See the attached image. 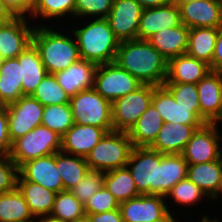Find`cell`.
Instances as JSON below:
<instances>
[{
  "label": "cell",
  "instance_id": "1",
  "mask_svg": "<svg viewBox=\"0 0 222 222\" xmlns=\"http://www.w3.org/2000/svg\"><path fill=\"white\" fill-rule=\"evenodd\" d=\"M126 167L140 195L165 196L187 178L188 164L181 154H162L148 147H133Z\"/></svg>",
  "mask_w": 222,
  "mask_h": 222
},
{
  "label": "cell",
  "instance_id": "2",
  "mask_svg": "<svg viewBox=\"0 0 222 222\" xmlns=\"http://www.w3.org/2000/svg\"><path fill=\"white\" fill-rule=\"evenodd\" d=\"M142 84L163 86L168 61L147 41H121L114 61Z\"/></svg>",
  "mask_w": 222,
  "mask_h": 222
},
{
  "label": "cell",
  "instance_id": "3",
  "mask_svg": "<svg viewBox=\"0 0 222 222\" xmlns=\"http://www.w3.org/2000/svg\"><path fill=\"white\" fill-rule=\"evenodd\" d=\"M81 59L96 65L113 63L120 41L115 36L107 18H97L81 29H74Z\"/></svg>",
  "mask_w": 222,
  "mask_h": 222
},
{
  "label": "cell",
  "instance_id": "4",
  "mask_svg": "<svg viewBox=\"0 0 222 222\" xmlns=\"http://www.w3.org/2000/svg\"><path fill=\"white\" fill-rule=\"evenodd\" d=\"M32 43L39 51L48 74H56L81 59L76 39L58 33L46 25L34 27Z\"/></svg>",
  "mask_w": 222,
  "mask_h": 222
},
{
  "label": "cell",
  "instance_id": "5",
  "mask_svg": "<svg viewBox=\"0 0 222 222\" xmlns=\"http://www.w3.org/2000/svg\"><path fill=\"white\" fill-rule=\"evenodd\" d=\"M132 149L128 133L113 130L105 133L85 160L89 169L107 172L126 167Z\"/></svg>",
  "mask_w": 222,
  "mask_h": 222
},
{
  "label": "cell",
  "instance_id": "6",
  "mask_svg": "<svg viewBox=\"0 0 222 222\" xmlns=\"http://www.w3.org/2000/svg\"><path fill=\"white\" fill-rule=\"evenodd\" d=\"M70 107L75 124L92 125L113 131L112 103L103 98L94 88L80 91L70 98Z\"/></svg>",
  "mask_w": 222,
  "mask_h": 222
},
{
  "label": "cell",
  "instance_id": "7",
  "mask_svg": "<svg viewBox=\"0 0 222 222\" xmlns=\"http://www.w3.org/2000/svg\"><path fill=\"white\" fill-rule=\"evenodd\" d=\"M61 151V136L38 125L12 143L9 157L20 168L24 163Z\"/></svg>",
  "mask_w": 222,
  "mask_h": 222
},
{
  "label": "cell",
  "instance_id": "8",
  "mask_svg": "<svg viewBox=\"0 0 222 222\" xmlns=\"http://www.w3.org/2000/svg\"><path fill=\"white\" fill-rule=\"evenodd\" d=\"M154 86L142 84L134 92L119 97L112 103V122L115 131L128 132L150 106Z\"/></svg>",
  "mask_w": 222,
  "mask_h": 222
},
{
  "label": "cell",
  "instance_id": "9",
  "mask_svg": "<svg viewBox=\"0 0 222 222\" xmlns=\"http://www.w3.org/2000/svg\"><path fill=\"white\" fill-rule=\"evenodd\" d=\"M142 83L115 62L97 65L94 89L113 103L119 97L134 92Z\"/></svg>",
  "mask_w": 222,
  "mask_h": 222
},
{
  "label": "cell",
  "instance_id": "10",
  "mask_svg": "<svg viewBox=\"0 0 222 222\" xmlns=\"http://www.w3.org/2000/svg\"><path fill=\"white\" fill-rule=\"evenodd\" d=\"M162 195H139L136 198L120 202L123 222H172V213Z\"/></svg>",
  "mask_w": 222,
  "mask_h": 222
},
{
  "label": "cell",
  "instance_id": "11",
  "mask_svg": "<svg viewBox=\"0 0 222 222\" xmlns=\"http://www.w3.org/2000/svg\"><path fill=\"white\" fill-rule=\"evenodd\" d=\"M5 107L9 137L12 143L41 125L44 106L31 95H23Z\"/></svg>",
  "mask_w": 222,
  "mask_h": 222
},
{
  "label": "cell",
  "instance_id": "12",
  "mask_svg": "<svg viewBox=\"0 0 222 222\" xmlns=\"http://www.w3.org/2000/svg\"><path fill=\"white\" fill-rule=\"evenodd\" d=\"M213 123L198 128L188 141L181 155L188 165L216 161L222 157L219 145L221 134Z\"/></svg>",
  "mask_w": 222,
  "mask_h": 222
},
{
  "label": "cell",
  "instance_id": "13",
  "mask_svg": "<svg viewBox=\"0 0 222 222\" xmlns=\"http://www.w3.org/2000/svg\"><path fill=\"white\" fill-rule=\"evenodd\" d=\"M151 104L161 115L164 123L186 125L206 124L200 116V107H183L164 86H154Z\"/></svg>",
  "mask_w": 222,
  "mask_h": 222
},
{
  "label": "cell",
  "instance_id": "14",
  "mask_svg": "<svg viewBox=\"0 0 222 222\" xmlns=\"http://www.w3.org/2000/svg\"><path fill=\"white\" fill-rule=\"evenodd\" d=\"M142 10L136 0H113L107 19L120 42L137 39Z\"/></svg>",
  "mask_w": 222,
  "mask_h": 222
},
{
  "label": "cell",
  "instance_id": "15",
  "mask_svg": "<svg viewBox=\"0 0 222 222\" xmlns=\"http://www.w3.org/2000/svg\"><path fill=\"white\" fill-rule=\"evenodd\" d=\"M26 16H17L0 25V58H16L31 43L34 27L27 25Z\"/></svg>",
  "mask_w": 222,
  "mask_h": 222
},
{
  "label": "cell",
  "instance_id": "16",
  "mask_svg": "<svg viewBox=\"0 0 222 222\" xmlns=\"http://www.w3.org/2000/svg\"><path fill=\"white\" fill-rule=\"evenodd\" d=\"M182 24L180 8L169 2L165 5L142 10L137 39L147 40L162 29L178 27Z\"/></svg>",
  "mask_w": 222,
  "mask_h": 222
},
{
  "label": "cell",
  "instance_id": "17",
  "mask_svg": "<svg viewBox=\"0 0 222 222\" xmlns=\"http://www.w3.org/2000/svg\"><path fill=\"white\" fill-rule=\"evenodd\" d=\"M19 174L26 180L40 184L56 193L64 191L63 181L56 167V153L24 163Z\"/></svg>",
  "mask_w": 222,
  "mask_h": 222
},
{
  "label": "cell",
  "instance_id": "18",
  "mask_svg": "<svg viewBox=\"0 0 222 222\" xmlns=\"http://www.w3.org/2000/svg\"><path fill=\"white\" fill-rule=\"evenodd\" d=\"M179 8L181 22L188 28H218L222 24V0H196Z\"/></svg>",
  "mask_w": 222,
  "mask_h": 222
},
{
  "label": "cell",
  "instance_id": "19",
  "mask_svg": "<svg viewBox=\"0 0 222 222\" xmlns=\"http://www.w3.org/2000/svg\"><path fill=\"white\" fill-rule=\"evenodd\" d=\"M196 85L200 116L206 124L213 123L222 110V72L210 71Z\"/></svg>",
  "mask_w": 222,
  "mask_h": 222
},
{
  "label": "cell",
  "instance_id": "20",
  "mask_svg": "<svg viewBox=\"0 0 222 222\" xmlns=\"http://www.w3.org/2000/svg\"><path fill=\"white\" fill-rule=\"evenodd\" d=\"M105 133L103 128L74 123L61 137V151L70 155L86 157Z\"/></svg>",
  "mask_w": 222,
  "mask_h": 222
},
{
  "label": "cell",
  "instance_id": "21",
  "mask_svg": "<svg viewBox=\"0 0 222 222\" xmlns=\"http://www.w3.org/2000/svg\"><path fill=\"white\" fill-rule=\"evenodd\" d=\"M202 126L163 123L156 139L149 147L162 154H181L193 133Z\"/></svg>",
  "mask_w": 222,
  "mask_h": 222
},
{
  "label": "cell",
  "instance_id": "22",
  "mask_svg": "<svg viewBox=\"0 0 222 222\" xmlns=\"http://www.w3.org/2000/svg\"><path fill=\"white\" fill-rule=\"evenodd\" d=\"M97 65L88 60L80 59L67 69L55 75L58 84L71 98L80 91L94 88Z\"/></svg>",
  "mask_w": 222,
  "mask_h": 222
},
{
  "label": "cell",
  "instance_id": "23",
  "mask_svg": "<svg viewBox=\"0 0 222 222\" xmlns=\"http://www.w3.org/2000/svg\"><path fill=\"white\" fill-rule=\"evenodd\" d=\"M210 71L206 62L185 53L168 61L165 82L197 84Z\"/></svg>",
  "mask_w": 222,
  "mask_h": 222
},
{
  "label": "cell",
  "instance_id": "24",
  "mask_svg": "<svg viewBox=\"0 0 222 222\" xmlns=\"http://www.w3.org/2000/svg\"><path fill=\"white\" fill-rule=\"evenodd\" d=\"M189 30L183 23L178 27L162 29L147 41L167 60L185 54L188 47Z\"/></svg>",
  "mask_w": 222,
  "mask_h": 222
},
{
  "label": "cell",
  "instance_id": "25",
  "mask_svg": "<svg viewBox=\"0 0 222 222\" xmlns=\"http://www.w3.org/2000/svg\"><path fill=\"white\" fill-rule=\"evenodd\" d=\"M17 189L23 195L35 219L51 214L56 192L46 189L40 184L26 181L20 174L17 180Z\"/></svg>",
  "mask_w": 222,
  "mask_h": 222
},
{
  "label": "cell",
  "instance_id": "26",
  "mask_svg": "<svg viewBox=\"0 0 222 222\" xmlns=\"http://www.w3.org/2000/svg\"><path fill=\"white\" fill-rule=\"evenodd\" d=\"M17 59L21 65L22 94L32 95L47 74L45 66L41 61L39 51L34 44L31 43L17 56Z\"/></svg>",
  "mask_w": 222,
  "mask_h": 222
},
{
  "label": "cell",
  "instance_id": "27",
  "mask_svg": "<svg viewBox=\"0 0 222 222\" xmlns=\"http://www.w3.org/2000/svg\"><path fill=\"white\" fill-rule=\"evenodd\" d=\"M22 73L19 60L2 59L0 62V105L6 106L17 101L22 94Z\"/></svg>",
  "mask_w": 222,
  "mask_h": 222
},
{
  "label": "cell",
  "instance_id": "28",
  "mask_svg": "<svg viewBox=\"0 0 222 222\" xmlns=\"http://www.w3.org/2000/svg\"><path fill=\"white\" fill-rule=\"evenodd\" d=\"M163 123V119L159 112L150 104L127 132L133 147L150 146L156 139Z\"/></svg>",
  "mask_w": 222,
  "mask_h": 222
},
{
  "label": "cell",
  "instance_id": "29",
  "mask_svg": "<svg viewBox=\"0 0 222 222\" xmlns=\"http://www.w3.org/2000/svg\"><path fill=\"white\" fill-rule=\"evenodd\" d=\"M222 157L216 161L188 165L187 178L212 198L219 189Z\"/></svg>",
  "mask_w": 222,
  "mask_h": 222
},
{
  "label": "cell",
  "instance_id": "30",
  "mask_svg": "<svg viewBox=\"0 0 222 222\" xmlns=\"http://www.w3.org/2000/svg\"><path fill=\"white\" fill-rule=\"evenodd\" d=\"M216 41L217 28H190L186 54L210 65L212 63Z\"/></svg>",
  "mask_w": 222,
  "mask_h": 222
},
{
  "label": "cell",
  "instance_id": "31",
  "mask_svg": "<svg viewBox=\"0 0 222 222\" xmlns=\"http://www.w3.org/2000/svg\"><path fill=\"white\" fill-rule=\"evenodd\" d=\"M0 222H35L29 206L17 188L0 193Z\"/></svg>",
  "mask_w": 222,
  "mask_h": 222
},
{
  "label": "cell",
  "instance_id": "32",
  "mask_svg": "<svg viewBox=\"0 0 222 222\" xmlns=\"http://www.w3.org/2000/svg\"><path fill=\"white\" fill-rule=\"evenodd\" d=\"M70 156L62 151L56 152V167L62 178L64 191L74 188L89 171L85 157Z\"/></svg>",
  "mask_w": 222,
  "mask_h": 222
},
{
  "label": "cell",
  "instance_id": "33",
  "mask_svg": "<svg viewBox=\"0 0 222 222\" xmlns=\"http://www.w3.org/2000/svg\"><path fill=\"white\" fill-rule=\"evenodd\" d=\"M103 185L119 203L140 195L127 167L105 172Z\"/></svg>",
  "mask_w": 222,
  "mask_h": 222
},
{
  "label": "cell",
  "instance_id": "34",
  "mask_svg": "<svg viewBox=\"0 0 222 222\" xmlns=\"http://www.w3.org/2000/svg\"><path fill=\"white\" fill-rule=\"evenodd\" d=\"M41 124L62 137L74 124L70 104L44 106Z\"/></svg>",
  "mask_w": 222,
  "mask_h": 222
},
{
  "label": "cell",
  "instance_id": "35",
  "mask_svg": "<svg viewBox=\"0 0 222 222\" xmlns=\"http://www.w3.org/2000/svg\"><path fill=\"white\" fill-rule=\"evenodd\" d=\"M31 96L37 99L43 106L65 104L70 102L69 95L58 84L55 75L48 73L39 83Z\"/></svg>",
  "mask_w": 222,
  "mask_h": 222
},
{
  "label": "cell",
  "instance_id": "36",
  "mask_svg": "<svg viewBox=\"0 0 222 222\" xmlns=\"http://www.w3.org/2000/svg\"><path fill=\"white\" fill-rule=\"evenodd\" d=\"M50 215L72 222L85 216L84 205L70 191L58 192Z\"/></svg>",
  "mask_w": 222,
  "mask_h": 222
},
{
  "label": "cell",
  "instance_id": "37",
  "mask_svg": "<svg viewBox=\"0 0 222 222\" xmlns=\"http://www.w3.org/2000/svg\"><path fill=\"white\" fill-rule=\"evenodd\" d=\"M75 0H36L30 14L48 20L72 14L74 16Z\"/></svg>",
  "mask_w": 222,
  "mask_h": 222
},
{
  "label": "cell",
  "instance_id": "38",
  "mask_svg": "<svg viewBox=\"0 0 222 222\" xmlns=\"http://www.w3.org/2000/svg\"><path fill=\"white\" fill-rule=\"evenodd\" d=\"M104 175L105 172L89 169L85 177L70 192L84 205L103 186Z\"/></svg>",
  "mask_w": 222,
  "mask_h": 222
},
{
  "label": "cell",
  "instance_id": "39",
  "mask_svg": "<svg viewBox=\"0 0 222 222\" xmlns=\"http://www.w3.org/2000/svg\"><path fill=\"white\" fill-rule=\"evenodd\" d=\"M168 196H171L172 199L174 198V201L178 204L191 205L196 204L203 196L207 195L188 178H185L172 187L166 198Z\"/></svg>",
  "mask_w": 222,
  "mask_h": 222
},
{
  "label": "cell",
  "instance_id": "40",
  "mask_svg": "<svg viewBox=\"0 0 222 222\" xmlns=\"http://www.w3.org/2000/svg\"><path fill=\"white\" fill-rule=\"evenodd\" d=\"M163 86L173 95L175 101L183 107H200L196 84L165 82Z\"/></svg>",
  "mask_w": 222,
  "mask_h": 222
},
{
  "label": "cell",
  "instance_id": "41",
  "mask_svg": "<svg viewBox=\"0 0 222 222\" xmlns=\"http://www.w3.org/2000/svg\"><path fill=\"white\" fill-rule=\"evenodd\" d=\"M120 206L119 201L103 185L84 204L85 214H97L116 210Z\"/></svg>",
  "mask_w": 222,
  "mask_h": 222
},
{
  "label": "cell",
  "instance_id": "42",
  "mask_svg": "<svg viewBox=\"0 0 222 222\" xmlns=\"http://www.w3.org/2000/svg\"><path fill=\"white\" fill-rule=\"evenodd\" d=\"M113 0H75L74 16H99L107 18L111 12Z\"/></svg>",
  "mask_w": 222,
  "mask_h": 222
},
{
  "label": "cell",
  "instance_id": "43",
  "mask_svg": "<svg viewBox=\"0 0 222 222\" xmlns=\"http://www.w3.org/2000/svg\"><path fill=\"white\" fill-rule=\"evenodd\" d=\"M19 167L9 155L0 156V193L9 192L17 188Z\"/></svg>",
  "mask_w": 222,
  "mask_h": 222
},
{
  "label": "cell",
  "instance_id": "44",
  "mask_svg": "<svg viewBox=\"0 0 222 222\" xmlns=\"http://www.w3.org/2000/svg\"><path fill=\"white\" fill-rule=\"evenodd\" d=\"M12 142L9 137L8 116L5 106L0 107V156L10 154Z\"/></svg>",
  "mask_w": 222,
  "mask_h": 222
},
{
  "label": "cell",
  "instance_id": "45",
  "mask_svg": "<svg viewBox=\"0 0 222 222\" xmlns=\"http://www.w3.org/2000/svg\"><path fill=\"white\" fill-rule=\"evenodd\" d=\"M89 222H123L120 208L97 214H85Z\"/></svg>",
  "mask_w": 222,
  "mask_h": 222
},
{
  "label": "cell",
  "instance_id": "46",
  "mask_svg": "<svg viewBox=\"0 0 222 222\" xmlns=\"http://www.w3.org/2000/svg\"><path fill=\"white\" fill-rule=\"evenodd\" d=\"M209 66L211 71L222 72V24L217 28V41L212 63Z\"/></svg>",
  "mask_w": 222,
  "mask_h": 222
},
{
  "label": "cell",
  "instance_id": "47",
  "mask_svg": "<svg viewBox=\"0 0 222 222\" xmlns=\"http://www.w3.org/2000/svg\"><path fill=\"white\" fill-rule=\"evenodd\" d=\"M16 16H24L30 13L36 0H3Z\"/></svg>",
  "mask_w": 222,
  "mask_h": 222
},
{
  "label": "cell",
  "instance_id": "48",
  "mask_svg": "<svg viewBox=\"0 0 222 222\" xmlns=\"http://www.w3.org/2000/svg\"><path fill=\"white\" fill-rule=\"evenodd\" d=\"M17 16L11 11V9L0 0V24H5L12 21Z\"/></svg>",
  "mask_w": 222,
  "mask_h": 222
},
{
  "label": "cell",
  "instance_id": "49",
  "mask_svg": "<svg viewBox=\"0 0 222 222\" xmlns=\"http://www.w3.org/2000/svg\"><path fill=\"white\" fill-rule=\"evenodd\" d=\"M143 9L165 5L171 0H136Z\"/></svg>",
  "mask_w": 222,
  "mask_h": 222
},
{
  "label": "cell",
  "instance_id": "50",
  "mask_svg": "<svg viewBox=\"0 0 222 222\" xmlns=\"http://www.w3.org/2000/svg\"><path fill=\"white\" fill-rule=\"evenodd\" d=\"M37 221L38 222H65V221H62L61 219H57V218H55V217H53L51 215L38 217V218H36L35 222H37Z\"/></svg>",
  "mask_w": 222,
  "mask_h": 222
},
{
  "label": "cell",
  "instance_id": "51",
  "mask_svg": "<svg viewBox=\"0 0 222 222\" xmlns=\"http://www.w3.org/2000/svg\"><path fill=\"white\" fill-rule=\"evenodd\" d=\"M192 1H196V0H171V2L173 4H176L178 7L186 3H191Z\"/></svg>",
  "mask_w": 222,
  "mask_h": 222
},
{
  "label": "cell",
  "instance_id": "52",
  "mask_svg": "<svg viewBox=\"0 0 222 222\" xmlns=\"http://www.w3.org/2000/svg\"><path fill=\"white\" fill-rule=\"evenodd\" d=\"M219 194H222V176L219 183V189L217 190V193L212 197V199H215L217 197L219 198Z\"/></svg>",
  "mask_w": 222,
  "mask_h": 222
},
{
  "label": "cell",
  "instance_id": "53",
  "mask_svg": "<svg viewBox=\"0 0 222 222\" xmlns=\"http://www.w3.org/2000/svg\"><path fill=\"white\" fill-rule=\"evenodd\" d=\"M201 222H219L218 219H210L207 215L203 216V219L201 220Z\"/></svg>",
  "mask_w": 222,
  "mask_h": 222
},
{
  "label": "cell",
  "instance_id": "54",
  "mask_svg": "<svg viewBox=\"0 0 222 222\" xmlns=\"http://www.w3.org/2000/svg\"><path fill=\"white\" fill-rule=\"evenodd\" d=\"M72 222H89L88 217L85 215L84 217L77 219L75 221Z\"/></svg>",
  "mask_w": 222,
  "mask_h": 222
},
{
  "label": "cell",
  "instance_id": "55",
  "mask_svg": "<svg viewBox=\"0 0 222 222\" xmlns=\"http://www.w3.org/2000/svg\"><path fill=\"white\" fill-rule=\"evenodd\" d=\"M218 121H219V122L222 121V110H221V112H220L218 118L213 122V124H214V125H217V123H219Z\"/></svg>",
  "mask_w": 222,
  "mask_h": 222
}]
</instances>
